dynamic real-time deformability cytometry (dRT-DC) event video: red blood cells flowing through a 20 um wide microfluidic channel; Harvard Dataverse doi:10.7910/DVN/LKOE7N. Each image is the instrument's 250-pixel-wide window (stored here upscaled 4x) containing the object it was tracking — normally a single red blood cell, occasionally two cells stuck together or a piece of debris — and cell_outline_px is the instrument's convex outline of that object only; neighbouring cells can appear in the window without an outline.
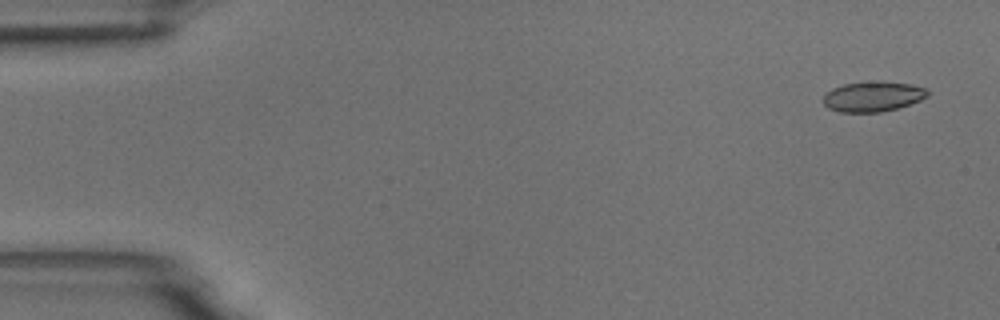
{"species": "common noctule bat (a hibernating species)", "species_latin": "Nyctalus noctula", "temperature_condition": "room temperature", "stored_images_in_passage": 6, "camera_frame_rate_fps": 3000, "um_per_image_px": 0.085, "animal": {"sex": "male", "body_mass_g": 18.8}, "frame": {"image": 1, "passage_image": 1, "time_ms": 0.0, "image_size_px": [1000, 320], "cell_outline_px": [[928, 96], [920, 100], [896, 108], [880, 112], [840, 112], [828, 108], [824, 104], [824, 92], [832, 88], [844, 84], [880, 80], [912, 84], [924, 88], [928, 92]], "centroid_in_image_um": [74.17, 8.19], "position_along_channel_um": 10.8, "area_um2": 18.38}}
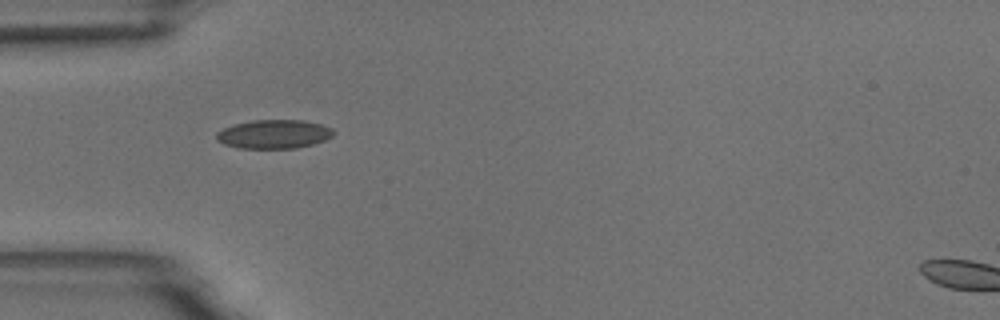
{"frame": {"image": 2, "passage_image": 5, "time_ms": 4.667, "image_size_px": [1000, 320], "cell_outline_px": [[332, 136], [324, 140], [312, 144], [296, 148], [240, 148], [224, 144], [216, 140], [216, 132], [232, 124], [252, 120], [304, 120], [320, 124], [332, 128]], "centroid_in_image_um": [23.24, 11.39], "position_along_channel_um": 61.8, "area_um2": 19.59}}
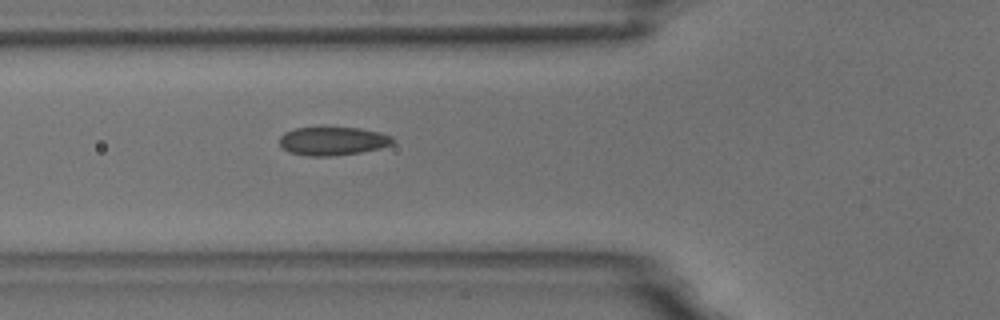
{"frame": {"image": 3, "passage_image": 6, "time_ms": 5.667, "image_size_px": [1000, 320], "cell_outline_px": [[396, 140], [392, 144], [380, 148], [360, 152], [328, 156], [308, 156], [288, 152], [280, 144], [280, 136], [284, 132], [292, 128], [360, 128], [380, 132], [392, 136]], "centroid_in_image_um": [28.29, 11.98], "position_along_channel_um": 97.5, "area_um2": 18.73}}